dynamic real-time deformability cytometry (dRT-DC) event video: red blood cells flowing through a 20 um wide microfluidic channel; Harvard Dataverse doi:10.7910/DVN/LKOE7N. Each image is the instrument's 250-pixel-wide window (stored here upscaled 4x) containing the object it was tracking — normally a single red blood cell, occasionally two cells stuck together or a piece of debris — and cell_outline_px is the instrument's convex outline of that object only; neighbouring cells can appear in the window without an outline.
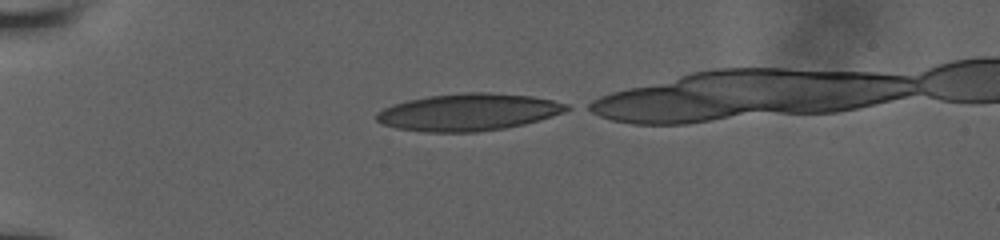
{"species": "human", "species_latin": "Homo sapiens", "temperature_condition": "room temperature", "stored_images_in_passage": 35, "camera_frame_rate_fps": 3000, "um_per_image_px": 0.085, "donor": {"sex": "male"}, "frame": {"image": 1, "passage_image": 1, "time_ms": 0.0, "image_size_px": [1000, 240], "cell_outline_px": [[572, 108], [564, 112], [552, 116], [524, 124], [504, 128], [476, 132], [424, 132], [396, 128], [384, 124], [376, 120], [376, 112], [384, 108], [408, 100], [428, 96], [464, 92], [488, 92], [532, 96], [552, 100], [568, 104]], "centroid_in_image_um": [39.83, 9.53], "position_along_channel_um": 45.2, "area_um2": 41.04}}
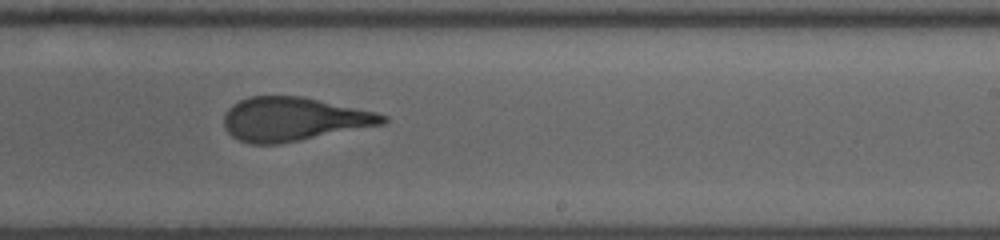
{"frame": {"image": 2, "passage_image": 18, "time_ms": 6.667, "image_size_px": [1000, 240], "cell_outline_px": [[388, 120], [384, 124], [280, 144], [248, 144], [232, 136], [224, 128], [224, 116], [228, 108], [232, 104], [248, 96], [300, 96], [376, 112], [388, 116]], "centroid_in_image_um": [24.93, 10.13], "position_along_channel_um": 264.1, "area_um2": 40.4}}
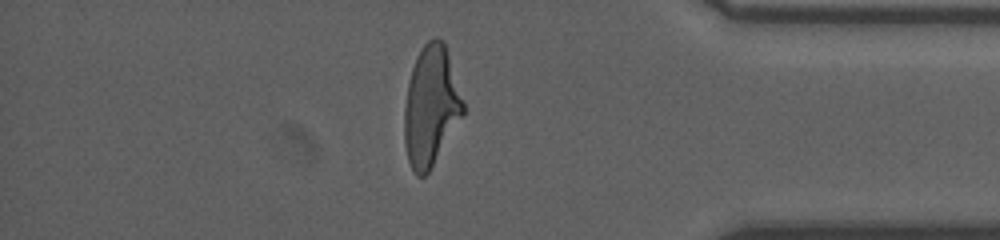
{"frame": {"image": 3, "passage_image": 32, "time_ms": 10.667, "image_size_px": [1000, 240], "cell_outline_px": [[464, 112], [428, 172], [424, 176], [416, 176], [408, 160], [404, 144], [404, 108], [408, 84], [412, 68], [416, 56], [424, 44], [428, 40], [436, 36], [444, 44], [464, 104]], "centroid_in_image_um": [36.59, 9.03], "position_along_channel_um": 398.6, "area_um2": 40.17}}